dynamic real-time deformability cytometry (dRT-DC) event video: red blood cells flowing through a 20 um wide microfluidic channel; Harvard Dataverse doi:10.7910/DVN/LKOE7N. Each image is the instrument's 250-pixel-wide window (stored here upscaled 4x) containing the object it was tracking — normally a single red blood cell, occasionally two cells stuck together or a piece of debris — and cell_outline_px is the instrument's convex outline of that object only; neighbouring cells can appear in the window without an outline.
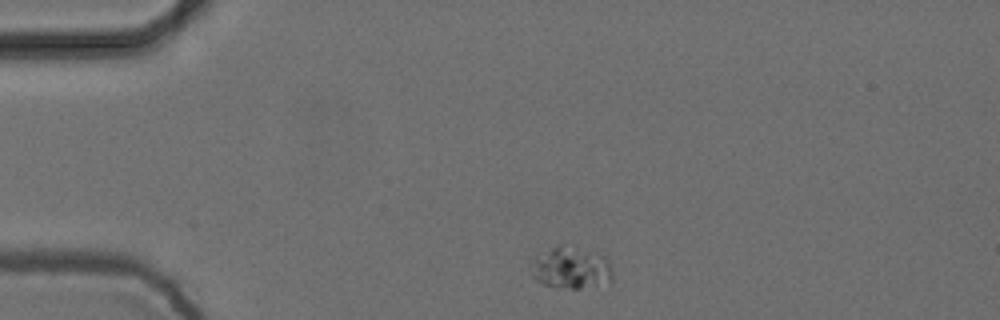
{"species": "common noctule bat (a hibernating species)", "species_latin": "Nyctalus noctula", "temperature_condition": "cold", "stored_images_in_passage": 5, "camera_frame_rate_fps": 3000, "um_per_image_px": 0.085, "animal": {"sex": "female", "body_mass_g": 24.6, "forearm_length_mm": 56.2}, "frame": {"image": 1, "passage_image": 1, "time_ms": 0.0, "image_size_px": [1000, 320], "cell_outline_px": [[612, 280], [580, 288], [552, 288], [536, 280], [532, 276], [532, 260], [552, 248], [560, 244], [604, 256], [608, 260], [612, 268]], "centroid_in_image_um": [48.52, 22.79], "position_along_channel_um": 36.5, "area_um2": 19.31}}
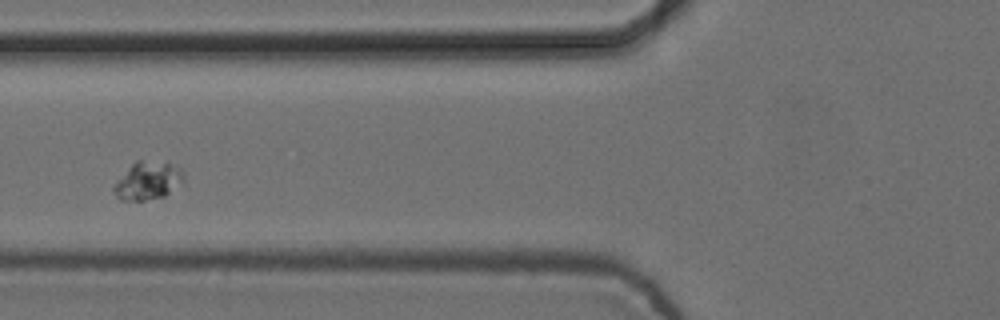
{"frame": {"image": 2, "passage_image": 4, "time_ms": 1.0, "image_size_px": [1000, 320], "cell_outline_px": [[184, 180], [164, 196], [144, 200], [120, 200], [112, 192], [112, 188], [116, 180], [136, 160], [168, 160], [180, 168], [184, 172]], "centroid_in_image_um": [12.56, 15.32], "position_along_channel_um": 113.2, "area_um2": 15.78}}
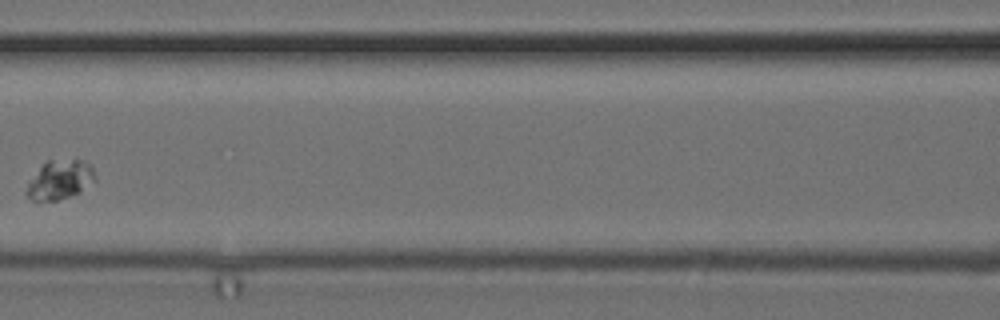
{"frame": {"image": 3, "passage_image": 5, "time_ms": 1.333, "image_size_px": [1000, 320], "cell_outline_px": [[96, 180], [80, 192], [56, 200], [32, 200], [24, 192], [28, 180], [44, 160], [76, 156], [92, 164], [96, 176]], "centroid_in_image_um": [5.1, 15.19], "position_along_channel_um": 161.5, "area_um2": 16.53}}